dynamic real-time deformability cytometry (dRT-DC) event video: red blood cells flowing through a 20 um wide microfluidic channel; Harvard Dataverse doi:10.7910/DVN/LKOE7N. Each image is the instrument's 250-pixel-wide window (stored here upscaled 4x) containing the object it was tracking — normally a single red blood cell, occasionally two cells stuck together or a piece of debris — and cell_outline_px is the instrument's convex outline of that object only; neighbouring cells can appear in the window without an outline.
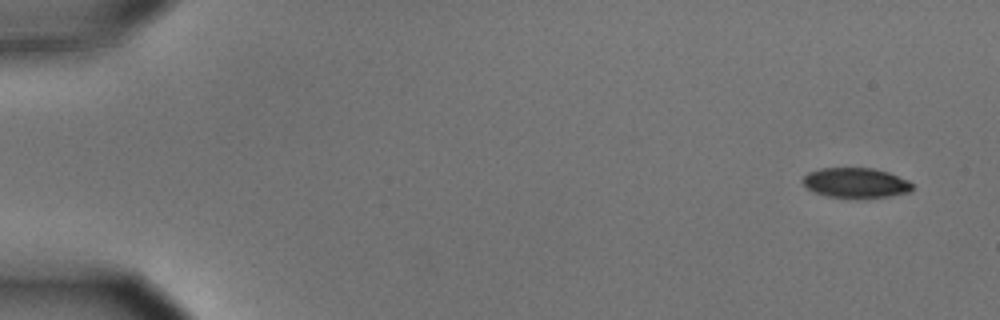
{"species": "common noctule bat (a hibernating species)", "species_latin": "Nyctalus noctula", "temperature_condition": "cold", "stored_images_in_passage": 54, "camera_frame_rate_fps": 3000, "um_per_image_px": 0.085, "animal": {"sex": "male", "body_mass_g": 15.6}, "frame": {"image": 1, "passage_image": 1, "time_ms": 0.0, "image_size_px": [1000, 320], "cell_outline_px": [[912, 188], [908, 192], [884, 196], [828, 196], [816, 192], [808, 188], [800, 180], [808, 172], [820, 168], [872, 168], [888, 172], [908, 180], [912, 184]], "centroid_in_image_um": [72.7, 15.5], "position_along_channel_um": 12.3, "area_um2": 18.5}}
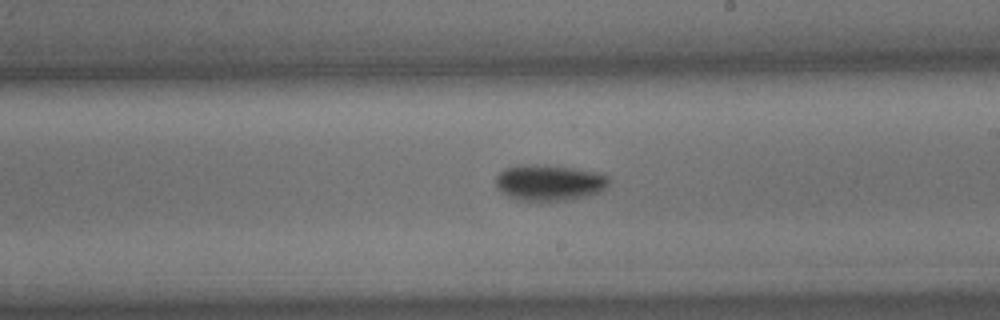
{"frame": {"image": 2, "passage_image": 31, "time_ms": 10.0, "image_size_px": [1000, 320], "cell_outline_px": [[608, 188], [600, 192], [588, 196], [568, 200], [540, 204], [536, 204], [520, 200], [508, 196], [496, 188], [496, 176], [504, 168], [524, 164], [536, 164], [572, 168], [596, 172], [608, 176]], "centroid_in_image_um": [46.67, 15.57], "position_along_channel_um": 242.3, "area_um2": 24.45}}
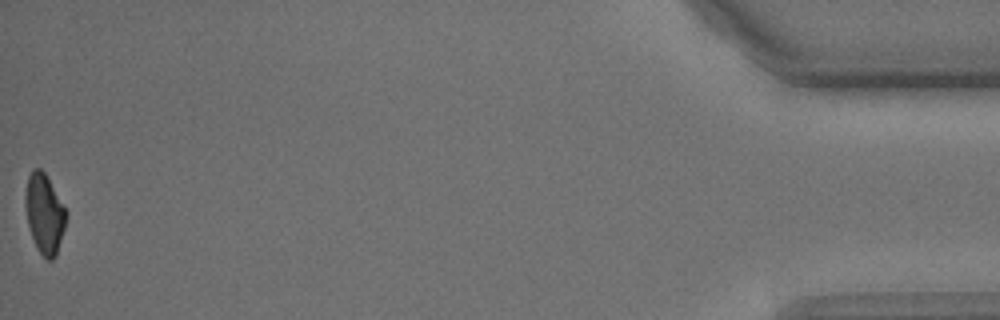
{"frame": {"image": 3, "passage_image": 54, "time_ms": 17.667, "image_size_px": [1000, 320], "cell_outline_px": [[68, 212], [64, 228], [56, 256], [52, 260], [48, 260], [36, 248], [28, 224], [24, 204], [24, 192], [28, 176], [32, 168], [40, 168], [44, 172]], "centroid_in_image_um": [3.76, 18.14], "position_along_channel_um": 431.4, "area_um2": 18.96}, "authors_computed_cell_mechanics": {"area_um2": 21.1837, "velocity_mm_per_s": 3.6299, "shape_relaxation_time_tau1_ms": 2.9351, "shape_relaxation_time_tau2_ms": null, "deformation_change_tau1": 0.1183, "deformation_change_tau2": null}}